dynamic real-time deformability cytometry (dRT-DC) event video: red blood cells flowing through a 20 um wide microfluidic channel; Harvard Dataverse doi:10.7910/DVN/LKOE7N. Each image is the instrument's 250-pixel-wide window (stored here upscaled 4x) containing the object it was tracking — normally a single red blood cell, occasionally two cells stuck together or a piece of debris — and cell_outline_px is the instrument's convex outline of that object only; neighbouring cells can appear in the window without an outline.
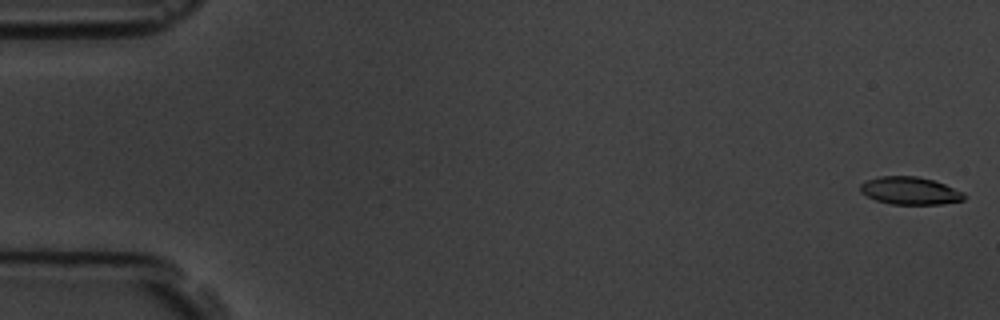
{"species": "common noctule bat (a hibernating species)", "species_latin": "Nyctalus noctula", "temperature_condition": "room temperature", "stored_images_in_passage": 7, "camera_frame_rate_fps": 3000, "um_per_image_px": 0.085, "animal": {"sex": "male", "body_mass_g": 19.5, "forearm_length_mm": 54.6}, "frame": {"image": 1, "passage_image": 1, "time_ms": 0.0, "image_size_px": [1000, 320], "cell_outline_px": [[964, 200], [940, 204], [892, 204], [876, 200], [860, 192], [860, 184], [868, 180], [880, 176], [916, 176], [932, 180], [944, 184], [964, 192]], "centroid_in_image_um": [77.34, 16.21], "position_along_channel_um": 7.7, "area_um2": 16.53}}
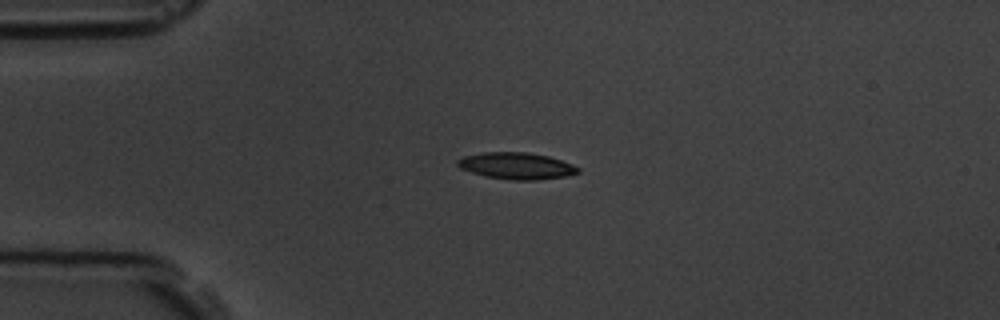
{"frame": {"image": 2, "passage_image": 5, "time_ms": 4.333, "image_size_px": [1000, 320], "cell_outline_px": [[580, 172], [564, 176], [536, 180], [512, 180], [484, 176], [460, 168], [456, 164], [456, 160], [464, 156], [484, 152], [528, 152], [548, 156], [572, 164], [580, 168]], "centroid_in_image_um": [43.88, 14.09], "position_along_channel_um": 41.1, "area_um2": 18.67}}
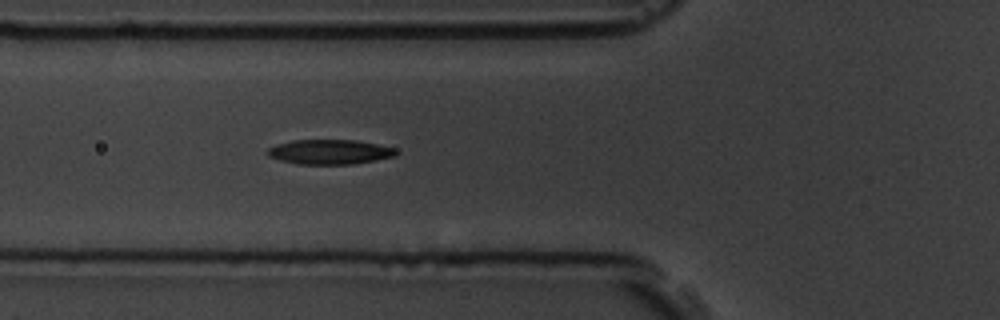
{"frame": {"image": 3, "passage_image": 7, "time_ms": 6.667, "image_size_px": [1000, 320], "cell_outline_px": [[396, 156], [376, 160], [352, 164], [296, 164], [280, 160], [268, 156], [268, 148], [276, 144], [292, 140], [356, 140], [396, 148]], "centroid_in_image_um": [28.01, 12.91], "position_along_channel_um": 97.8, "area_um2": 18.5}}